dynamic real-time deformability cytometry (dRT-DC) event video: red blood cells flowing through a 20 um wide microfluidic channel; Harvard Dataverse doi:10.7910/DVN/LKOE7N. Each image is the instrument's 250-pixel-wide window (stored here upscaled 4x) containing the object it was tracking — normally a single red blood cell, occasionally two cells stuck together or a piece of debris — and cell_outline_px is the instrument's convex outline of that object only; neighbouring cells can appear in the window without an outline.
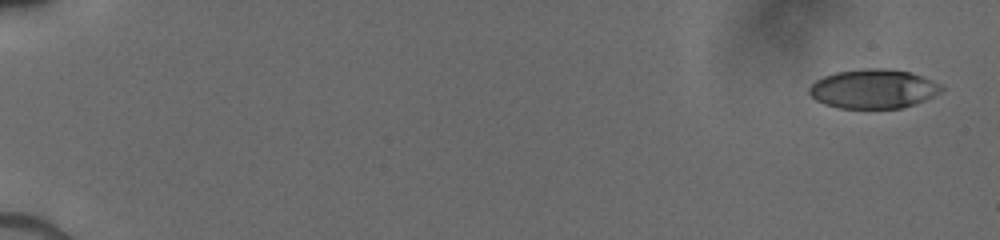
{"species": "human", "species_latin": "Homo sapiens", "temperature_condition": "cold", "stored_images_in_passage": 63, "camera_frame_rate_fps": 3000, "um_per_image_px": 0.085, "donor": {"sex": "male"}, "frame": {"image": 1, "passage_image": 1, "time_ms": 0.0, "image_size_px": [1000, 240], "cell_outline_px": [[944, 88], [940, 92], [924, 100], [900, 108], [836, 108], [824, 104], [816, 100], [808, 92], [808, 88], [816, 80], [824, 76], [836, 72], [868, 68], [884, 68], [908, 72], [920, 76], [940, 84]], "centroid_in_image_um": [74.18, 7.55], "position_along_channel_um": 10.8, "area_um2": 29.88}}
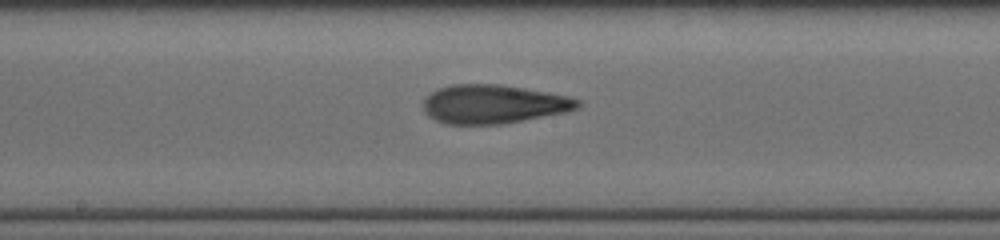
{"frame": {"image": 2, "passage_image": 35, "time_ms": 9.333, "image_size_px": [1000, 240], "cell_outline_px": [[580, 104], [576, 108], [568, 112], [500, 124], [448, 124], [436, 120], [424, 112], [424, 100], [432, 92], [440, 88], [452, 84], [500, 84], [568, 96], [580, 100]], "centroid_in_image_um": [41.95, 8.85], "position_along_channel_um": 206.3, "area_um2": 34.56}}
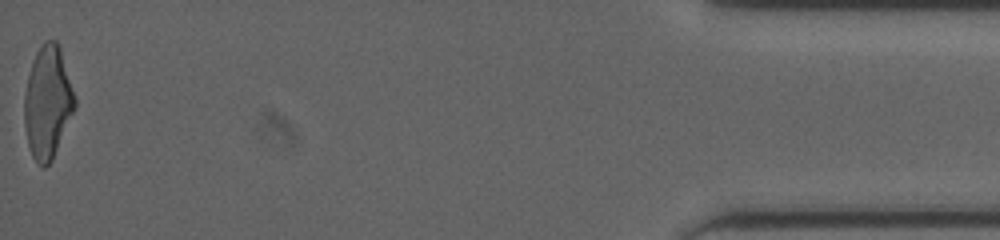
{"frame": {"image": 3, "passage_image": 63, "time_ms": 16.667, "image_size_px": [1000, 240], "cell_outline_px": [[76, 108], [52, 160], [44, 168], [36, 164], [32, 156], [28, 144], [24, 124], [24, 96], [28, 76], [32, 60], [36, 52], [44, 40], [56, 40], [60, 44], [76, 96]], "centroid_in_image_um": [4.07, 8.67], "position_along_channel_um": 431.1, "area_um2": 33.64}}